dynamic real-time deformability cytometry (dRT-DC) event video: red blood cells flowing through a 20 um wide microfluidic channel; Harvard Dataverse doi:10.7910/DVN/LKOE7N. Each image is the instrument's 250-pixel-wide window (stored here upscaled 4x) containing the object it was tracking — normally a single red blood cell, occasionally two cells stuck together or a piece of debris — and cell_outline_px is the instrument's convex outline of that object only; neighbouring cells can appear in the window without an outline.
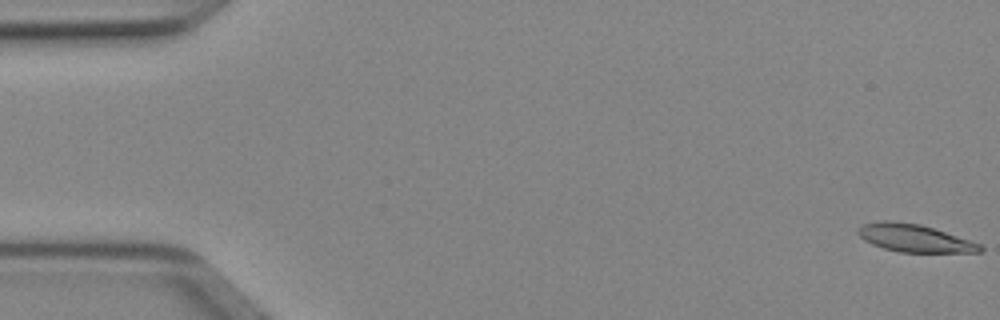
{"species": "Egyptian fruit bat (a non-hibernating species)", "species_latin": "Rousettus aegyptiacus", "temperature_condition": "cold", "stored_images_in_passage": 15, "camera_frame_rate_fps": 3000, "um_per_image_px": 0.085, "animal": {"sex": "female"}, "frame": {"image": 1, "passage_image": 1, "time_ms": 0.0, "image_size_px": [1000, 320], "cell_outline_px": [[984, 252], [900, 252], [884, 248], [872, 244], [864, 240], [856, 232], [856, 228], [864, 224], [880, 220], [892, 220], [920, 224], [980, 244], [984, 248]], "centroid_in_image_um": [77.68, 20.23], "position_along_channel_um": 7.3, "area_um2": 19.54}}